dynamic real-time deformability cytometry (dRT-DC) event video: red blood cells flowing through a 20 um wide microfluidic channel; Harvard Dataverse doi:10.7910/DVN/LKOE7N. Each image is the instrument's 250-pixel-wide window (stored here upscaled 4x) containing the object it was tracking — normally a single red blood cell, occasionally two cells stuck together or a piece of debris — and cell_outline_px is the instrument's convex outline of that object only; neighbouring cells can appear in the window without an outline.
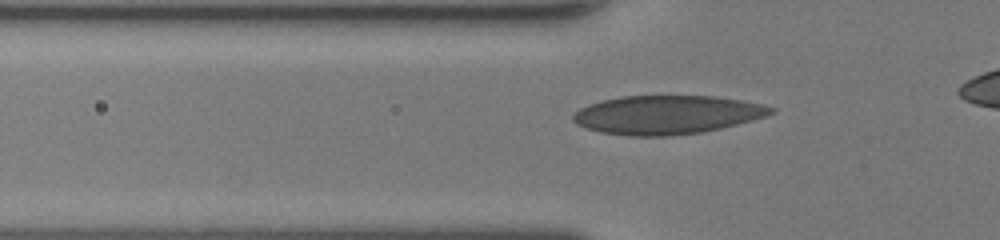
{"species": "human", "species_latin": "Homo sapiens", "temperature_condition": "room temperature", "stored_images_in_passage": 39, "camera_frame_rate_fps": 3000, "um_per_image_px": 0.085, "donor": {"sex": "female"}, "frame": {"image": 1, "passage_image": 13, "time_ms": 4.0, "image_size_px": [1000, 240], "cell_outline_px": [[776, 112], [752, 120], [720, 128], [700, 132], [672, 136], [628, 136], [600, 132], [584, 128], [576, 124], [572, 120], [572, 116], [580, 108], [588, 104], [604, 100], [624, 96], [716, 96], [764, 104], [776, 108]], "centroid_in_image_um": [56.68, 9.76], "position_along_channel_um": 69.1, "area_um2": 44.62}}
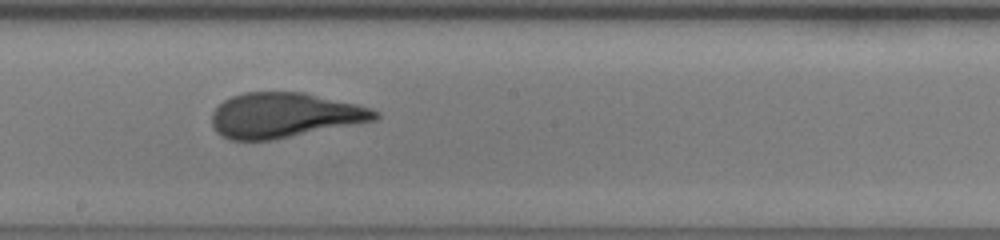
{"frame": {"image": 2, "passage_image": 24, "time_ms": 7.667, "image_size_px": [1000, 240], "cell_outline_px": [[380, 116], [376, 120], [272, 140], [232, 140], [220, 136], [216, 132], [212, 124], [212, 112], [224, 100], [232, 96], [244, 92], [304, 92], [356, 104], [372, 108], [380, 112]], "centroid_in_image_um": [24.17, 9.79], "position_along_channel_um": 224.0, "area_um2": 42.77}}
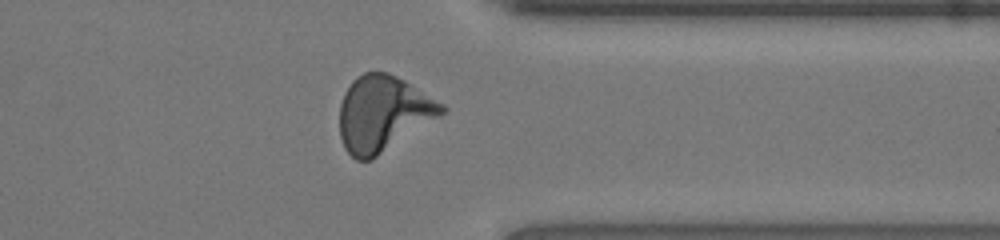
{"frame": {"image": 3, "passage_image": 35, "time_ms": 11.333, "image_size_px": [1000, 240], "cell_outline_px": [[448, 108], [440, 116], [372, 160], [356, 160], [344, 148], [340, 136], [340, 104], [344, 92], [352, 80], [356, 76], [364, 72], [388, 72], [404, 80], [444, 104]], "centroid_in_image_um": [32.54, 9.65], "position_along_channel_um": 378.9, "area_um2": 44.97}}